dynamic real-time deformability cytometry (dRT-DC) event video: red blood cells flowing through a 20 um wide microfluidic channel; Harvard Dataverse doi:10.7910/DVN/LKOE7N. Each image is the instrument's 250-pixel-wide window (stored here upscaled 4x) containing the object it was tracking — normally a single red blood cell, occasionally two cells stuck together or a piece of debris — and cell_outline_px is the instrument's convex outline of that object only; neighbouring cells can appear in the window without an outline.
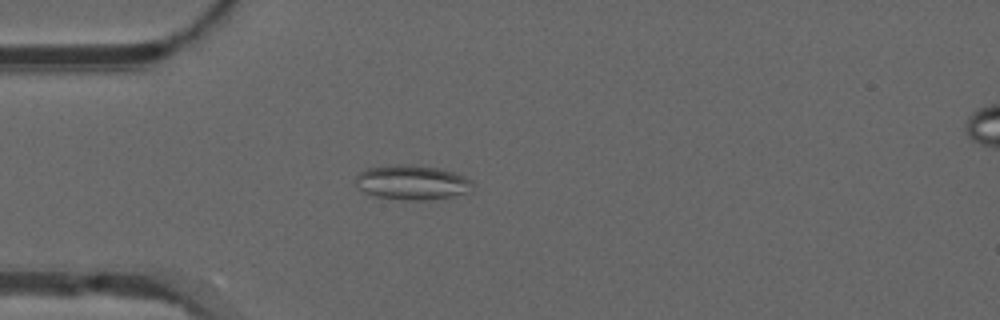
{"species": "common noctule bat (a hibernating species)", "species_latin": "Nyctalus noctula", "temperature_condition": "warm", "stored_images_in_passage": 43, "camera_frame_rate_fps": 3000, "um_per_image_px": 0.085, "animal": {"sex": "male", "forearm_length_mm": 52.5}, "frame": {"image": 1, "passage_image": 6, "time_ms": 1.667, "image_size_px": [1000, 320], "cell_outline_px": [[472, 184], [464, 192], [452, 196], [428, 200], [404, 200], [376, 196], [364, 192], [356, 184], [356, 176], [364, 168], [392, 164], [408, 164], [440, 168], [464, 176], [472, 180]], "centroid_in_image_um": [34.96, 15.49], "position_along_channel_um": 50.0, "area_um2": 23.47}}
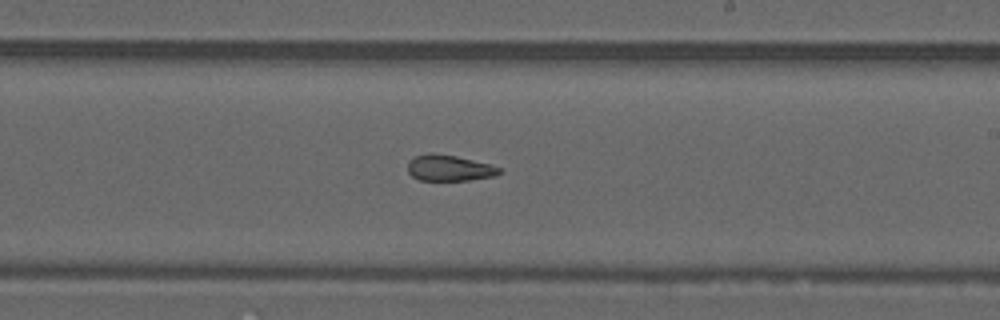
{"frame": {"image": 2, "passage_image": 22, "time_ms": 7.0, "image_size_px": [1000, 320], "cell_outline_px": [[504, 172], [496, 176], [468, 180], [420, 180], [412, 176], [408, 172], [408, 160], [416, 156], [456, 156], [492, 164], [500, 168]], "centroid_in_image_um": [38.28, 14.32], "position_along_channel_um": 250.7, "area_um2": 13.47}}
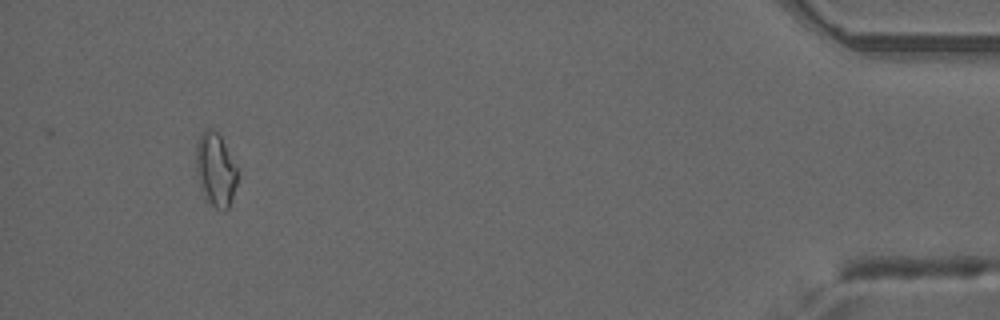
{"frame": {"image": 3, "passage_image": 40, "time_ms": 13.0, "image_size_px": [1000, 320], "cell_outline_px": [[236, 184], [228, 208], [224, 212], [216, 208], [204, 200], [200, 188], [196, 172], [196, 144], [200, 132], [208, 128], [216, 132], [220, 136], [236, 168]], "centroid_in_image_um": [18.27, 14.45], "position_along_channel_um": 416.9, "area_um2": 17.57}, "authors_computed_cell_mechanics": {"area_um2": 14.9124, "velocity_mm_per_s": 3.978, "shape_relaxation_time_tau1_ms": null, "shape_relaxation_time_tau2_ms": 2.2806, "deformation_change_tau1": null, "deformation_change_tau2": 0.1028}}